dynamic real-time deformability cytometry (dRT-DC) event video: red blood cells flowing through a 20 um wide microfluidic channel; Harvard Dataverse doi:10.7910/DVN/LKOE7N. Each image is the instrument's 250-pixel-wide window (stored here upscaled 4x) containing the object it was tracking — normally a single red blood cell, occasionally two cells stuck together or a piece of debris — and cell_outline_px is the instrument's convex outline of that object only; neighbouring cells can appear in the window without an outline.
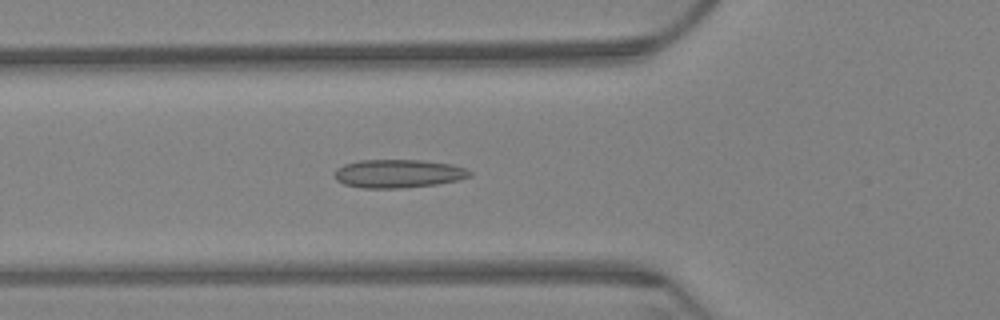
{"species": "Egyptian fruit bat (a non-hibernating species)", "species_latin": "Rousettus aegyptiacus", "temperature_condition": "warm", "stored_images_in_passage": 63, "camera_frame_rate_fps": 3000, "um_per_image_px": 0.085, "animal": {"sex": "female"}, "frame": {"image": 1, "passage_image": 23, "time_ms": 7.333, "image_size_px": [1000, 320], "cell_outline_px": [[472, 176], [456, 180], [436, 184], [400, 188], [360, 188], [344, 184], [336, 180], [336, 168], [344, 164], [360, 160], [420, 160], [452, 164], [464, 168], [472, 172]], "centroid_in_image_um": [33.84, 14.75], "position_along_channel_um": 92.0, "area_um2": 22.25}}
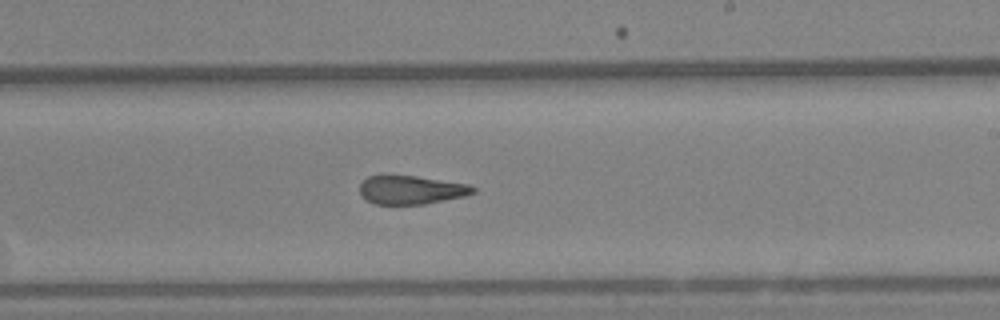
{"frame": {"image": 2, "passage_image": 38, "time_ms": 12.333, "image_size_px": [1000, 320], "cell_outline_px": [[476, 192], [464, 196], [424, 204], [376, 204], [368, 200], [360, 192], [360, 184], [368, 176], [416, 176], [468, 184], [476, 188]], "centroid_in_image_um": [34.98, 16.14], "position_along_channel_um": 254.0, "area_um2": 18.55}}
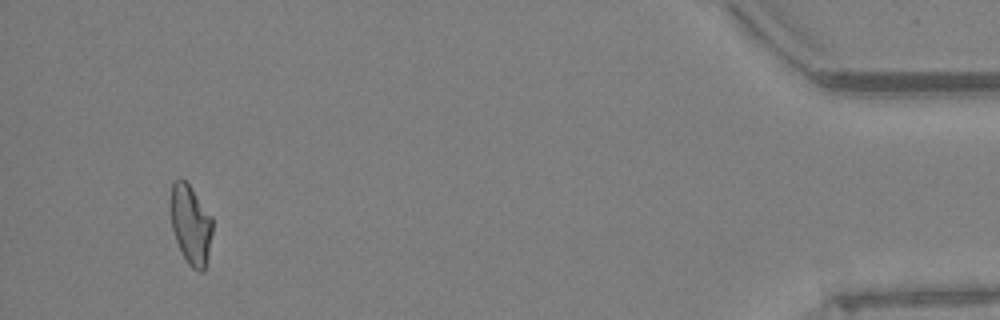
{"frame": {"image": 3, "passage_image": 60, "time_ms": 19.667, "image_size_px": [1000, 320], "cell_outline_px": [[212, 232], [204, 272], [200, 272], [192, 268], [188, 264], [176, 240], [172, 228], [172, 184], [180, 176], [188, 184], [212, 216]], "centroid_in_image_um": [16.23, 19.11], "position_along_channel_um": 419.0, "area_um2": 18.84}, "authors_computed_cell_mechanics": {"area_um2": 20.3456, "velocity_mm_per_s": 3.2541, "shape_relaxation_time_tau1_ms": null, "shape_relaxation_time_tau2_ms": 2.3285, "deformation_change_tau1": null, "deformation_change_tau2": 0.1136}}